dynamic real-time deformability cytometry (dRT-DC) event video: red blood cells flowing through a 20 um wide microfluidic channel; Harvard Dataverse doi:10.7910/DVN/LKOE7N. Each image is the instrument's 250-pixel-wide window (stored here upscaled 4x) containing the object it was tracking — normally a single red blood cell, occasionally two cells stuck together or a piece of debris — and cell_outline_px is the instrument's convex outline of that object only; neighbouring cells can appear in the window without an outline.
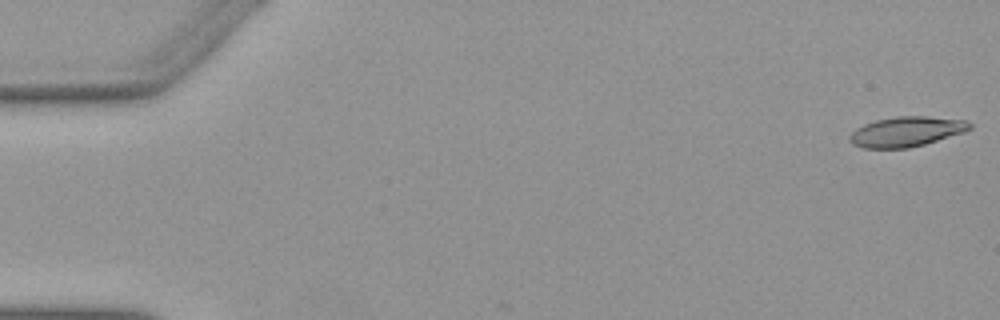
{"species": "Egyptian fruit bat (a non-hibernating species)", "species_latin": "Rousettus aegyptiacus", "temperature_condition": "warm", "stored_images_in_passage": 52, "camera_frame_rate_fps": 3000, "um_per_image_px": 0.085, "animal": {"sex": "female"}, "frame": {"image": 1, "passage_image": 1, "time_ms": 0.0, "image_size_px": [1000, 320], "cell_outline_px": [[972, 128], [964, 132], [924, 144], [908, 148], [864, 148], [852, 144], [848, 140], [848, 136], [856, 128], [864, 124], [876, 120], [896, 116], [928, 116], [968, 120], [972, 124]], "centroid_in_image_um": [77.04, 11.18], "position_along_channel_um": 8.0, "area_um2": 21.1}}
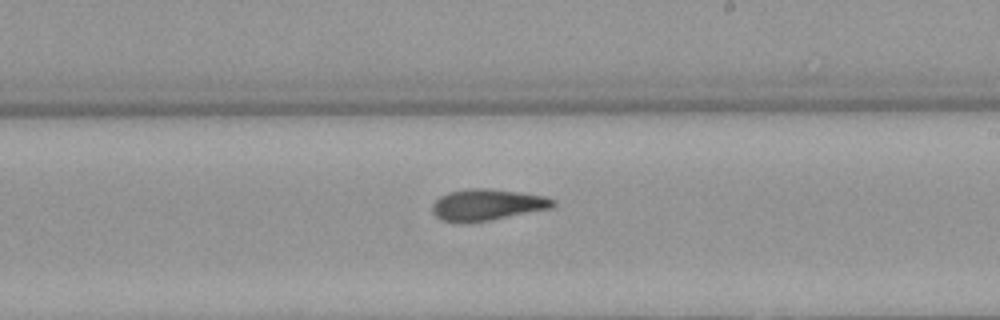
{"frame": {"image": 2, "passage_image": 31, "time_ms": 10.0, "image_size_px": [1000, 320], "cell_outline_px": [[556, 204], [552, 208], [488, 220], [460, 224], [456, 224], [440, 220], [432, 212], [432, 204], [440, 196], [448, 192], [468, 188], [488, 188], [544, 196], [556, 200]], "centroid_in_image_um": [41.35, 17.42], "position_along_channel_um": 247.6, "area_um2": 22.2}}
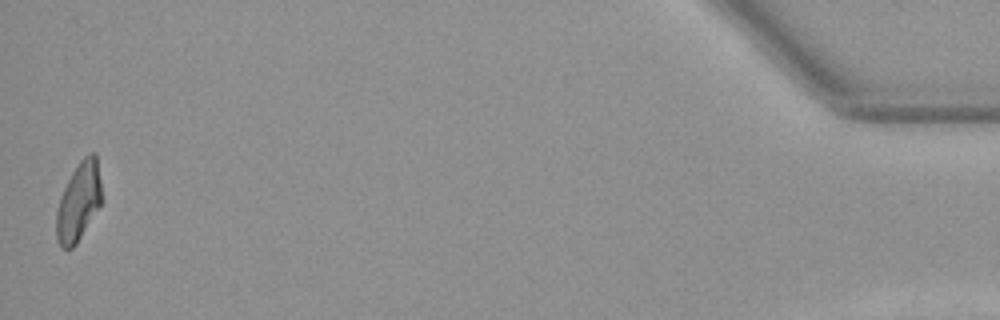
{"frame": {"image": 3, "passage_image": 52, "time_ms": 17.0, "image_size_px": [1000, 320], "cell_outline_px": [[100, 204], [76, 244], [72, 248], [60, 248], [56, 240], [56, 208], [60, 196], [72, 172], [80, 160], [84, 156], [92, 152], [96, 152], [100, 180]], "centroid_in_image_um": [6.64, 17.15], "position_along_channel_um": 428.6, "area_um2": 20.46}, "authors_computed_cell_mechanics": {"area_um2": 21.4727, "velocity_mm_per_s": 3.9091, "shape_relaxation_time_tau1_ms": null, "shape_relaxation_time_tau2_ms": 3.459, "deformation_change_tau1": null, "deformation_change_tau2": 0.1222}}